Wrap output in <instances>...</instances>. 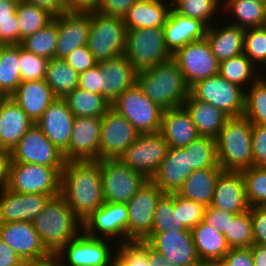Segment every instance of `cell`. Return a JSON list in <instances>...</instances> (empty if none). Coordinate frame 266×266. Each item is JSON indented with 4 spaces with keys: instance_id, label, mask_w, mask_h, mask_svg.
Here are the masks:
<instances>
[{
    "instance_id": "obj_61",
    "label": "cell",
    "mask_w": 266,
    "mask_h": 266,
    "mask_svg": "<svg viewBox=\"0 0 266 266\" xmlns=\"http://www.w3.org/2000/svg\"><path fill=\"white\" fill-rule=\"evenodd\" d=\"M100 0H64L66 12L90 13L98 10Z\"/></svg>"
},
{
    "instance_id": "obj_63",
    "label": "cell",
    "mask_w": 266,
    "mask_h": 266,
    "mask_svg": "<svg viewBox=\"0 0 266 266\" xmlns=\"http://www.w3.org/2000/svg\"><path fill=\"white\" fill-rule=\"evenodd\" d=\"M25 2L44 7L54 15L65 12L64 0H23Z\"/></svg>"
},
{
    "instance_id": "obj_45",
    "label": "cell",
    "mask_w": 266,
    "mask_h": 266,
    "mask_svg": "<svg viewBox=\"0 0 266 266\" xmlns=\"http://www.w3.org/2000/svg\"><path fill=\"white\" fill-rule=\"evenodd\" d=\"M173 229L187 230L179 223L178 195L176 193H164L157 202L152 232H164Z\"/></svg>"
},
{
    "instance_id": "obj_62",
    "label": "cell",
    "mask_w": 266,
    "mask_h": 266,
    "mask_svg": "<svg viewBox=\"0 0 266 266\" xmlns=\"http://www.w3.org/2000/svg\"><path fill=\"white\" fill-rule=\"evenodd\" d=\"M24 261L0 237V266H23Z\"/></svg>"
},
{
    "instance_id": "obj_40",
    "label": "cell",
    "mask_w": 266,
    "mask_h": 266,
    "mask_svg": "<svg viewBox=\"0 0 266 266\" xmlns=\"http://www.w3.org/2000/svg\"><path fill=\"white\" fill-rule=\"evenodd\" d=\"M256 67V68H255ZM259 70V71H258ZM260 68L244 54H240L220 62L219 74L229 82L239 85L244 90L253 84L261 75ZM258 71V72H257Z\"/></svg>"
},
{
    "instance_id": "obj_41",
    "label": "cell",
    "mask_w": 266,
    "mask_h": 266,
    "mask_svg": "<svg viewBox=\"0 0 266 266\" xmlns=\"http://www.w3.org/2000/svg\"><path fill=\"white\" fill-rule=\"evenodd\" d=\"M16 14L19 23L20 43L26 37L45 27L54 17V14L48 9L23 0L17 4Z\"/></svg>"
},
{
    "instance_id": "obj_48",
    "label": "cell",
    "mask_w": 266,
    "mask_h": 266,
    "mask_svg": "<svg viewBox=\"0 0 266 266\" xmlns=\"http://www.w3.org/2000/svg\"><path fill=\"white\" fill-rule=\"evenodd\" d=\"M221 2L222 0H179L173 9L182 16L200 20L207 27H210L213 25L211 20L214 19L215 15H218L215 13L223 12L220 7Z\"/></svg>"
},
{
    "instance_id": "obj_27",
    "label": "cell",
    "mask_w": 266,
    "mask_h": 266,
    "mask_svg": "<svg viewBox=\"0 0 266 266\" xmlns=\"http://www.w3.org/2000/svg\"><path fill=\"white\" fill-rule=\"evenodd\" d=\"M34 123L10 97H0V147L10 153Z\"/></svg>"
},
{
    "instance_id": "obj_17",
    "label": "cell",
    "mask_w": 266,
    "mask_h": 266,
    "mask_svg": "<svg viewBox=\"0 0 266 266\" xmlns=\"http://www.w3.org/2000/svg\"><path fill=\"white\" fill-rule=\"evenodd\" d=\"M127 223L128 210L125 203L105 202L83 221V232L93 238L110 239L111 242L118 239L117 244H121L127 242Z\"/></svg>"
},
{
    "instance_id": "obj_54",
    "label": "cell",
    "mask_w": 266,
    "mask_h": 266,
    "mask_svg": "<svg viewBox=\"0 0 266 266\" xmlns=\"http://www.w3.org/2000/svg\"><path fill=\"white\" fill-rule=\"evenodd\" d=\"M253 166L266 167V126H252Z\"/></svg>"
},
{
    "instance_id": "obj_36",
    "label": "cell",
    "mask_w": 266,
    "mask_h": 266,
    "mask_svg": "<svg viewBox=\"0 0 266 266\" xmlns=\"http://www.w3.org/2000/svg\"><path fill=\"white\" fill-rule=\"evenodd\" d=\"M223 5V11L233 17L230 24L244 29L266 26V4L254 0H223Z\"/></svg>"
},
{
    "instance_id": "obj_26",
    "label": "cell",
    "mask_w": 266,
    "mask_h": 266,
    "mask_svg": "<svg viewBox=\"0 0 266 266\" xmlns=\"http://www.w3.org/2000/svg\"><path fill=\"white\" fill-rule=\"evenodd\" d=\"M211 206L234 214L249 210L245 183L240 171H222L220 173Z\"/></svg>"
},
{
    "instance_id": "obj_64",
    "label": "cell",
    "mask_w": 266,
    "mask_h": 266,
    "mask_svg": "<svg viewBox=\"0 0 266 266\" xmlns=\"http://www.w3.org/2000/svg\"><path fill=\"white\" fill-rule=\"evenodd\" d=\"M9 162H10L9 153L5 151L0 153V191L7 188Z\"/></svg>"
},
{
    "instance_id": "obj_38",
    "label": "cell",
    "mask_w": 266,
    "mask_h": 266,
    "mask_svg": "<svg viewBox=\"0 0 266 266\" xmlns=\"http://www.w3.org/2000/svg\"><path fill=\"white\" fill-rule=\"evenodd\" d=\"M21 82L19 44L0 45V97H9Z\"/></svg>"
},
{
    "instance_id": "obj_13",
    "label": "cell",
    "mask_w": 266,
    "mask_h": 266,
    "mask_svg": "<svg viewBox=\"0 0 266 266\" xmlns=\"http://www.w3.org/2000/svg\"><path fill=\"white\" fill-rule=\"evenodd\" d=\"M156 258L176 266H196L200 261L190 230L151 232L145 241Z\"/></svg>"
},
{
    "instance_id": "obj_46",
    "label": "cell",
    "mask_w": 266,
    "mask_h": 266,
    "mask_svg": "<svg viewBox=\"0 0 266 266\" xmlns=\"http://www.w3.org/2000/svg\"><path fill=\"white\" fill-rule=\"evenodd\" d=\"M230 248H248L253 245V226L250 210L235 214L223 231Z\"/></svg>"
},
{
    "instance_id": "obj_16",
    "label": "cell",
    "mask_w": 266,
    "mask_h": 266,
    "mask_svg": "<svg viewBox=\"0 0 266 266\" xmlns=\"http://www.w3.org/2000/svg\"><path fill=\"white\" fill-rule=\"evenodd\" d=\"M9 163H33L64 168L65 158L34 123L9 153Z\"/></svg>"
},
{
    "instance_id": "obj_19",
    "label": "cell",
    "mask_w": 266,
    "mask_h": 266,
    "mask_svg": "<svg viewBox=\"0 0 266 266\" xmlns=\"http://www.w3.org/2000/svg\"><path fill=\"white\" fill-rule=\"evenodd\" d=\"M102 118L75 117L65 161L99 160Z\"/></svg>"
},
{
    "instance_id": "obj_12",
    "label": "cell",
    "mask_w": 266,
    "mask_h": 266,
    "mask_svg": "<svg viewBox=\"0 0 266 266\" xmlns=\"http://www.w3.org/2000/svg\"><path fill=\"white\" fill-rule=\"evenodd\" d=\"M164 193L151 180L126 203L127 241L145 242L151 235L157 202Z\"/></svg>"
},
{
    "instance_id": "obj_51",
    "label": "cell",
    "mask_w": 266,
    "mask_h": 266,
    "mask_svg": "<svg viewBox=\"0 0 266 266\" xmlns=\"http://www.w3.org/2000/svg\"><path fill=\"white\" fill-rule=\"evenodd\" d=\"M243 44V53L263 70L266 67V26L245 29Z\"/></svg>"
},
{
    "instance_id": "obj_23",
    "label": "cell",
    "mask_w": 266,
    "mask_h": 266,
    "mask_svg": "<svg viewBox=\"0 0 266 266\" xmlns=\"http://www.w3.org/2000/svg\"><path fill=\"white\" fill-rule=\"evenodd\" d=\"M50 198L49 195L17 193L5 188L0 191V223L32 222Z\"/></svg>"
},
{
    "instance_id": "obj_67",
    "label": "cell",
    "mask_w": 266,
    "mask_h": 266,
    "mask_svg": "<svg viewBox=\"0 0 266 266\" xmlns=\"http://www.w3.org/2000/svg\"><path fill=\"white\" fill-rule=\"evenodd\" d=\"M196 266H224L221 260H200Z\"/></svg>"
},
{
    "instance_id": "obj_34",
    "label": "cell",
    "mask_w": 266,
    "mask_h": 266,
    "mask_svg": "<svg viewBox=\"0 0 266 266\" xmlns=\"http://www.w3.org/2000/svg\"><path fill=\"white\" fill-rule=\"evenodd\" d=\"M222 171V168L194 170L176 194L182 198L200 203L205 207L211 206L215 185Z\"/></svg>"
},
{
    "instance_id": "obj_56",
    "label": "cell",
    "mask_w": 266,
    "mask_h": 266,
    "mask_svg": "<svg viewBox=\"0 0 266 266\" xmlns=\"http://www.w3.org/2000/svg\"><path fill=\"white\" fill-rule=\"evenodd\" d=\"M253 244L266 245V206L250 207Z\"/></svg>"
},
{
    "instance_id": "obj_22",
    "label": "cell",
    "mask_w": 266,
    "mask_h": 266,
    "mask_svg": "<svg viewBox=\"0 0 266 266\" xmlns=\"http://www.w3.org/2000/svg\"><path fill=\"white\" fill-rule=\"evenodd\" d=\"M57 19L58 42L55 58L65 59L77 47L87 45L91 12H62Z\"/></svg>"
},
{
    "instance_id": "obj_7",
    "label": "cell",
    "mask_w": 266,
    "mask_h": 266,
    "mask_svg": "<svg viewBox=\"0 0 266 266\" xmlns=\"http://www.w3.org/2000/svg\"><path fill=\"white\" fill-rule=\"evenodd\" d=\"M124 55L137 72L172 57L165 44L163 27L127 30Z\"/></svg>"
},
{
    "instance_id": "obj_42",
    "label": "cell",
    "mask_w": 266,
    "mask_h": 266,
    "mask_svg": "<svg viewBox=\"0 0 266 266\" xmlns=\"http://www.w3.org/2000/svg\"><path fill=\"white\" fill-rule=\"evenodd\" d=\"M57 42V19L53 17V20L50 23L35 32L33 35L23 39L20 45L26 51L50 60L55 58Z\"/></svg>"
},
{
    "instance_id": "obj_24",
    "label": "cell",
    "mask_w": 266,
    "mask_h": 266,
    "mask_svg": "<svg viewBox=\"0 0 266 266\" xmlns=\"http://www.w3.org/2000/svg\"><path fill=\"white\" fill-rule=\"evenodd\" d=\"M194 170L190 166L189 152L183 148H171L152 177L163 193L174 194Z\"/></svg>"
},
{
    "instance_id": "obj_20",
    "label": "cell",
    "mask_w": 266,
    "mask_h": 266,
    "mask_svg": "<svg viewBox=\"0 0 266 266\" xmlns=\"http://www.w3.org/2000/svg\"><path fill=\"white\" fill-rule=\"evenodd\" d=\"M0 237L24 262L44 259L50 255L32 222L0 223Z\"/></svg>"
},
{
    "instance_id": "obj_11",
    "label": "cell",
    "mask_w": 266,
    "mask_h": 266,
    "mask_svg": "<svg viewBox=\"0 0 266 266\" xmlns=\"http://www.w3.org/2000/svg\"><path fill=\"white\" fill-rule=\"evenodd\" d=\"M109 240L93 238L82 232L74 240L69 241L56 255L62 266H111L116 253L114 248L118 244L115 245Z\"/></svg>"
},
{
    "instance_id": "obj_30",
    "label": "cell",
    "mask_w": 266,
    "mask_h": 266,
    "mask_svg": "<svg viewBox=\"0 0 266 266\" xmlns=\"http://www.w3.org/2000/svg\"><path fill=\"white\" fill-rule=\"evenodd\" d=\"M173 6L162 0H137L123 17L127 30L163 27Z\"/></svg>"
},
{
    "instance_id": "obj_39",
    "label": "cell",
    "mask_w": 266,
    "mask_h": 266,
    "mask_svg": "<svg viewBox=\"0 0 266 266\" xmlns=\"http://www.w3.org/2000/svg\"><path fill=\"white\" fill-rule=\"evenodd\" d=\"M64 100L75 117L102 118L111 107L102 95L79 87L70 92Z\"/></svg>"
},
{
    "instance_id": "obj_2",
    "label": "cell",
    "mask_w": 266,
    "mask_h": 266,
    "mask_svg": "<svg viewBox=\"0 0 266 266\" xmlns=\"http://www.w3.org/2000/svg\"><path fill=\"white\" fill-rule=\"evenodd\" d=\"M135 84L163 110L183 106L190 93V87L172 57L152 68L137 72Z\"/></svg>"
},
{
    "instance_id": "obj_5",
    "label": "cell",
    "mask_w": 266,
    "mask_h": 266,
    "mask_svg": "<svg viewBox=\"0 0 266 266\" xmlns=\"http://www.w3.org/2000/svg\"><path fill=\"white\" fill-rule=\"evenodd\" d=\"M126 35L123 18L91 12L87 47L97 63L123 55Z\"/></svg>"
},
{
    "instance_id": "obj_31",
    "label": "cell",
    "mask_w": 266,
    "mask_h": 266,
    "mask_svg": "<svg viewBox=\"0 0 266 266\" xmlns=\"http://www.w3.org/2000/svg\"><path fill=\"white\" fill-rule=\"evenodd\" d=\"M163 28L165 44L173 54L186 44L205 38L208 27L200 20L182 16L172 9Z\"/></svg>"
},
{
    "instance_id": "obj_3",
    "label": "cell",
    "mask_w": 266,
    "mask_h": 266,
    "mask_svg": "<svg viewBox=\"0 0 266 266\" xmlns=\"http://www.w3.org/2000/svg\"><path fill=\"white\" fill-rule=\"evenodd\" d=\"M32 224L50 254H56L83 232L82 220L61 195L50 198Z\"/></svg>"
},
{
    "instance_id": "obj_55",
    "label": "cell",
    "mask_w": 266,
    "mask_h": 266,
    "mask_svg": "<svg viewBox=\"0 0 266 266\" xmlns=\"http://www.w3.org/2000/svg\"><path fill=\"white\" fill-rule=\"evenodd\" d=\"M64 60L79 74L97 64L87 45L77 47Z\"/></svg>"
},
{
    "instance_id": "obj_69",
    "label": "cell",
    "mask_w": 266,
    "mask_h": 266,
    "mask_svg": "<svg viewBox=\"0 0 266 266\" xmlns=\"http://www.w3.org/2000/svg\"><path fill=\"white\" fill-rule=\"evenodd\" d=\"M179 0H169L168 2L174 6Z\"/></svg>"
},
{
    "instance_id": "obj_43",
    "label": "cell",
    "mask_w": 266,
    "mask_h": 266,
    "mask_svg": "<svg viewBox=\"0 0 266 266\" xmlns=\"http://www.w3.org/2000/svg\"><path fill=\"white\" fill-rule=\"evenodd\" d=\"M111 266H153L156 256L142 241H127L116 247Z\"/></svg>"
},
{
    "instance_id": "obj_50",
    "label": "cell",
    "mask_w": 266,
    "mask_h": 266,
    "mask_svg": "<svg viewBox=\"0 0 266 266\" xmlns=\"http://www.w3.org/2000/svg\"><path fill=\"white\" fill-rule=\"evenodd\" d=\"M17 4L14 0H0V45L20 44Z\"/></svg>"
},
{
    "instance_id": "obj_70",
    "label": "cell",
    "mask_w": 266,
    "mask_h": 266,
    "mask_svg": "<svg viewBox=\"0 0 266 266\" xmlns=\"http://www.w3.org/2000/svg\"><path fill=\"white\" fill-rule=\"evenodd\" d=\"M254 1H258V2H261L263 4H266V0H254Z\"/></svg>"
},
{
    "instance_id": "obj_15",
    "label": "cell",
    "mask_w": 266,
    "mask_h": 266,
    "mask_svg": "<svg viewBox=\"0 0 266 266\" xmlns=\"http://www.w3.org/2000/svg\"><path fill=\"white\" fill-rule=\"evenodd\" d=\"M172 58L191 87L198 81L219 74L220 62L211 52L206 38L196 40L177 49Z\"/></svg>"
},
{
    "instance_id": "obj_10",
    "label": "cell",
    "mask_w": 266,
    "mask_h": 266,
    "mask_svg": "<svg viewBox=\"0 0 266 266\" xmlns=\"http://www.w3.org/2000/svg\"><path fill=\"white\" fill-rule=\"evenodd\" d=\"M190 94L222 110L229 117L244 114L245 90L224 79L220 74L198 81L190 87Z\"/></svg>"
},
{
    "instance_id": "obj_68",
    "label": "cell",
    "mask_w": 266,
    "mask_h": 266,
    "mask_svg": "<svg viewBox=\"0 0 266 266\" xmlns=\"http://www.w3.org/2000/svg\"><path fill=\"white\" fill-rule=\"evenodd\" d=\"M153 266H176L174 264H169L167 262H164L158 258H155Z\"/></svg>"
},
{
    "instance_id": "obj_52",
    "label": "cell",
    "mask_w": 266,
    "mask_h": 266,
    "mask_svg": "<svg viewBox=\"0 0 266 266\" xmlns=\"http://www.w3.org/2000/svg\"><path fill=\"white\" fill-rule=\"evenodd\" d=\"M48 61L43 57L26 51L19 44V62L22 81L45 79Z\"/></svg>"
},
{
    "instance_id": "obj_44",
    "label": "cell",
    "mask_w": 266,
    "mask_h": 266,
    "mask_svg": "<svg viewBox=\"0 0 266 266\" xmlns=\"http://www.w3.org/2000/svg\"><path fill=\"white\" fill-rule=\"evenodd\" d=\"M243 116L252 125L266 126V78L264 74L245 89Z\"/></svg>"
},
{
    "instance_id": "obj_6",
    "label": "cell",
    "mask_w": 266,
    "mask_h": 266,
    "mask_svg": "<svg viewBox=\"0 0 266 266\" xmlns=\"http://www.w3.org/2000/svg\"><path fill=\"white\" fill-rule=\"evenodd\" d=\"M63 168L33 163H9L7 189L24 194H44L51 198L61 194Z\"/></svg>"
},
{
    "instance_id": "obj_59",
    "label": "cell",
    "mask_w": 266,
    "mask_h": 266,
    "mask_svg": "<svg viewBox=\"0 0 266 266\" xmlns=\"http://www.w3.org/2000/svg\"><path fill=\"white\" fill-rule=\"evenodd\" d=\"M137 0H100L98 12L123 18Z\"/></svg>"
},
{
    "instance_id": "obj_53",
    "label": "cell",
    "mask_w": 266,
    "mask_h": 266,
    "mask_svg": "<svg viewBox=\"0 0 266 266\" xmlns=\"http://www.w3.org/2000/svg\"><path fill=\"white\" fill-rule=\"evenodd\" d=\"M206 207L193 200L178 196V217L187 230H191L201 221H203Z\"/></svg>"
},
{
    "instance_id": "obj_33",
    "label": "cell",
    "mask_w": 266,
    "mask_h": 266,
    "mask_svg": "<svg viewBox=\"0 0 266 266\" xmlns=\"http://www.w3.org/2000/svg\"><path fill=\"white\" fill-rule=\"evenodd\" d=\"M183 106L191 115L200 136L216 138L230 118L222 110L209 103L194 98L190 93Z\"/></svg>"
},
{
    "instance_id": "obj_49",
    "label": "cell",
    "mask_w": 266,
    "mask_h": 266,
    "mask_svg": "<svg viewBox=\"0 0 266 266\" xmlns=\"http://www.w3.org/2000/svg\"><path fill=\"white\" fill-rule=\"evenodd\" d=\"M240 172L244 179L249 206H266V167L252 166Z\"/></svg>"
},
{
    "instance_id": "obj_4",
    "label": "cell",
    "mask_w": 266,
    "mask_h": 266,
    "mask_svg": "<svg viewBox=\"0 0 266 266\" xmlns=\"http://www.w3.org/2000/svg\"><path fill=\"white\" fill-rule=\"evenodd\" d=\"M252 123L244 116L230 117L215 138L217 162L223 171L253 166Z\"/></svg>"
},
{
    "instance_id": "obj_47",
    "label": "cell",
    "mask_w": 266,
    "mask_h": 266,
    "mask_svg": "<svg viewBox=\"0 0 266 266\" xmlns=\"http://www.w3.org/2000/svg\"><path fill=\"white\" fill-rule=\"evenodd\" d=\"M184 148L189 152L190 166L193 170L221 168L217 162L215 138L199 136Z\"/></svg>"
},
{
    "instance_id": "obj_32",
    "label": "cell",
    "mask_w": 266,
    "mask_h": 266,
    "mask_svg": "<svg viewBox=\"0 0 266 266\" xmlns=\"http://www.w3.org/2000/svg\"><path fill=\"white\" fill-rule=\"evenodd\" d=\"M217 26L208 27L205 38L218 61L242 54L245 29L230 23Z\"/></svg>"
},
{
    "instance_id": "obj_29",
    "label": "cell",
    "mask_w": 266,
    "mask_h": 266,
    "mask_svg": "<svg viewBox=\"0 0 266 266\" xmlns=\"http://www.w3.org/2000/svg\"><path fill=\"white\" fill-rule=\"evenodd\" d=\"M160 133L171 148L186 147L200 136L184 106L164 110Z\"/></svg>"
},
{
    "instance_id": "obj_14",
    "label": "cell",
    "mask_w": 266,
    "mask_h": 266,
    "mask_svg": "<svg viewBox=\"0 0 266 266\" xmlns=\"http://www.w3.org/2000/svg\"><path fill=\"white\" fill-rule=\"evenodd\" d=\"M168 150L169 145L160 132L143 134L118 159L151 180Z\"/></svg>"
},
{
    "instance_id": "obj_8",
    "label": "cell",
    "mask_w": 266,
    "mask_h": 266,
    "mask_svg": "<svg viewBox=\"0 0 266 266\" xmlns=\"http://www.w3.org/2000/svg\"><path fill=\"white\" fill-rule=\"evenodd\" d=\"M111 108L126 118L140 135L160 132L164 110L136 84L126 89L111 104Z\"/></svg>"
},
{
    "instance_id": "obj_18",
    "label": "cell",
    "mask_w": 266,
    "mask_h": 266,
    "mask_svg": "<svg viewBox=\"0 0 266 266\" xmlns=\"http://www.w3.org/2000/svg\"><path fill=\"white\" fill-rule=\"evenodd\" d=\"M139 135L126 118L110 107L102 117L99 160L118 159Z\"/></svg>"
},
{
    "instance_id": "obj_21",
    "label": "cell",
    "mask_w": 266,
    "mask_h": 266,
    "mask_svg": "<svg viewBox=\"0 0 266 266\" xmlns=\"http://www.w3.org/2000/svg\"><path fill=\"white\" fill-rule=\"evenodd\" d=\"M75 116L64 99L57 98L43 112L35 123L50 142L65 153L70 144L72 126Z\"/></svg>"
},
{
    "instance_id": "obj_66",
    "label": "cell",
    "mask_w": 266,
    "mask_h": 266,
    "mask_svg": "<svg viewBox=\"0 0 266 266\" xmlns=\"http://www.w3.org/2000/svg\"><path fill=\"white\" fill-rule=\"evenodd\" d=\"M23 266H62V264L56 254H50L44 259L25 261Z\"/></svg>"
},
{
    "instance_id": "obj_25",
    "label": "cell",
    "mask_w": 266,
    "mask_h": 266,
    "mask_svg": "<svg viewBox=\"0 0 266 266\" xmlns=\"http://www.w3.org/2000/svg\"><path fill=\"white\" fill-rule=\"evenodd\" d=\"M101 95L111 105L126 89L135 85L137 71L123 54L99 63Z\"/></svg>"
},
{
    "instance_id": "obj_65",
    "label": "cell",
    "mask_w": 266,
    "mask_h": 266,
    "mask_svg": "<svg viewBox=\"0 0 266 266\" xmlns=\"http://www.w3.org/2000/svg\"><path fill=\"white\" fill-rule=\"evenodd\" d=\"M254 266H266V245L251 246Z\"/></svg>"
},
{
    "instance_id": "obj_9",
    "label": "cell",
    "mask_w": 266,
    "mask_h": 266,
    "mask_svg": "<svg viewBox=\"0 0 266 266\" xmlns=\"http://www.w3.org/2000/svg\"><path fill=\"white\" fill-rule=\"evenodd\" d=\"M102 193L107 203H127L149 180L119 159L100 160Z\"/></svg>"
},
{
    "instance_id": "obj_37",
    "label": "cell",
    "mask_w": 266,
    "mask_h": 266,
    "mask_svg": "<svg viewBox=\"0 0 266 266\" xmlns=\"http://www.w3.org/2000/svg\"><path fill=\"white\" fill-rule=\"evenodd\" d=\"M44 80L51 87L56 98L64 99L70 92L78 88L79 73L64 59L52 58L48 61Z\"/></svg>"
},
{
    "instance_id": "obj_28",
    "label": "cell",
    "mask_w": 266,
    "mask_h": 266,
    "mask_svg": "<svg viewBox=\"0 0 266 266\" xmlns=\"http://www.w3.org/2000/svg\"><path fill=\"white\" fill-rule=\"evenodd\" d=\"M9 97L19 105L33 123H36L48 106L57 99L44 79L22 81Z\"/></svg>"
},
{
    "instance_id": "obj_35",
    "label": "cell",
    "mask_w": 266,
    "mask_h": 266,
    "mask_svg": "<svg viewBox=\"0 0 266 266\" xmlns=\"http://www.w3.org/2000/svg\"><path fill=\"white\" fill-rule=\"evenodd\" d=\"M190 231L200 260H222L231 249L224 234L203 221Z\"/></svg>"
},
{
    "instance_id": "obj_57",
    "label": "cell",
    "mask_w": 266,
    "mask_h": 266,
    "mask_svg": "<svg viewBox=\"0 0 266 266\" xmlns=\"http://www.w3.org/2000/svg\"><path fill=\"white\" fill-rule=\"evenodd\" d=\"M78 87L101 95V67L99 63L79 74Z\"/></svg>"
},
{
    "instance_id": "obj_58",
    "label": "cell",
    "mask_w": 266,
    "mask_h": 266,
    "mask_svg": "<svg viewBox=\"0 0 266 266\" xmlns=\"http://www.w3.org/2000/svg\"><path fill=\"white\" fill-rule=\"evenodd\" d=\"M234 215L235 214L232 212L208 206L205 209L203 222L223 233V231L227 229L229 220L232 219Z\"/></svg>"
},
{
    "instance_id": "obj_60",
    "label": "cell",
    "mask_w": 266,
    "mask_h": 266,
    "mask_svg": "<svg viewBox=\"0 0 266 266\" xmlns=\"http://www.w3.org/2000/svg\"><path fill=\"white\" fill-rule=\"evenodd\" d=\"M221 261L224 266H254L251 247L231 248Z\"/></svg>"
},
{
    "instance_id": "obj_1",
    "label": "cell",
    "mask_w": 266,
    "mask_h": 266,
    "mask_svg": "<svg viewBox=\"0 0 266 266\" xmlns=\"http://www.w3.org/2000/svg\"><path fill=\"white\" fill-rule=\"evenodd\" d=\"M82 220L104 203L100 160L67 161L61 172V194Z\"/></svg>"
}]
</instances>
